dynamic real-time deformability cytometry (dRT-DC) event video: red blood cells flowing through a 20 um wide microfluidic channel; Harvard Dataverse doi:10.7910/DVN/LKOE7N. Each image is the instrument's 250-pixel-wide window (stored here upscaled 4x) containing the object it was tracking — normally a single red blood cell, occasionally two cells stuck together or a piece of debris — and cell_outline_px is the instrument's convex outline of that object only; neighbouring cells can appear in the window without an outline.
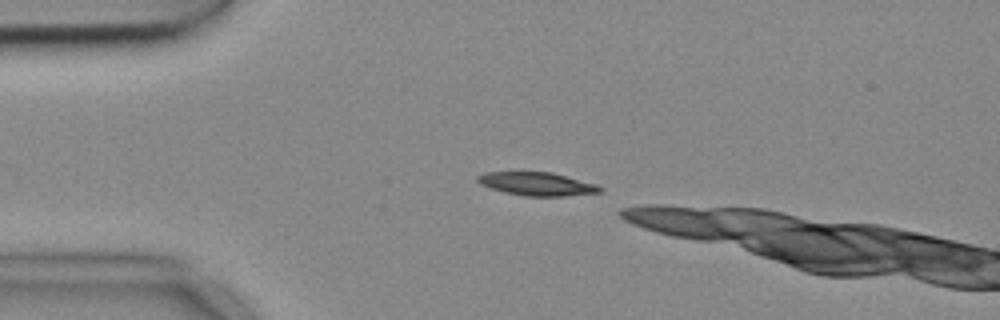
{"species": "common noctule bat (a hibernating species)", "species_latin": "Nyctalus noctula", "temperature_condition": "cold", "stored_images_in_passage": 3, "camera_frame_rate_fps": 3000, "um_per_image_px": 0.085, "animal": {"sex": "female", "body_mass_g": 18.4}, "frame": {"image": 1, "passage_image": 1, "time_ms": 0.0, "image_size_px": [1000, 320], "cell_outline_px": [[604, 188], [600, 192], [564, 196], [524, 196], [504, 192], [480, 184], [476, 180], [476, 176], [484, 172], [552, 172], [596, 184]], "centroid_in_image_um": [45.63, 15.63], "position_along_channel_um": 39.4, "area_um2": 16.59}}